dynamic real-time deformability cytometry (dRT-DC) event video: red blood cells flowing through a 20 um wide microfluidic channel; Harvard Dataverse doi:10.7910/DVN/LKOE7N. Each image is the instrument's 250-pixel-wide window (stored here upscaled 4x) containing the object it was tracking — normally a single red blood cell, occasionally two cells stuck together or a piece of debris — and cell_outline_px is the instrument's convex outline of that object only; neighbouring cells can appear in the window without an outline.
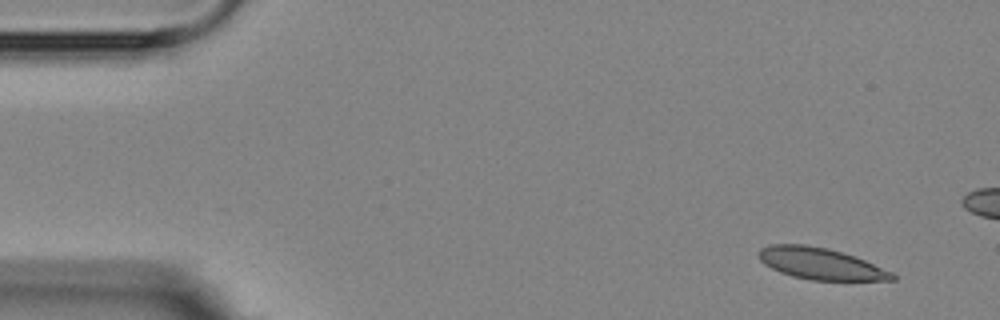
{"species": "Egyptian fruit bat (a non-hibernating species)", "species_latin": "Rousettus aegyptiacus", "temperature_condition": "room temperature", "stored_images_in_passage": 5, "camera_frame_rate_fps": 3000, "um_per_image_px": 0.085, "animal": {"sex": "female"}, "frame": {"image": 1, "passage_image": 1, "time_ms": 0.0, "image_size_px": [1000, 320], "cell_outline_px": [[896, 280], [812, 280], [792, 276], [780, 272], [764, 264], [760, 260], [760, 248], [768, 244], [804, 244], [828, 248], [844, 252], [856, 256], [892, 272], [896, 276]], "centroid_in_image_um": [69.76, 22.4], "position_along_channel_um": 15.2, "area_um2": 24.57}}